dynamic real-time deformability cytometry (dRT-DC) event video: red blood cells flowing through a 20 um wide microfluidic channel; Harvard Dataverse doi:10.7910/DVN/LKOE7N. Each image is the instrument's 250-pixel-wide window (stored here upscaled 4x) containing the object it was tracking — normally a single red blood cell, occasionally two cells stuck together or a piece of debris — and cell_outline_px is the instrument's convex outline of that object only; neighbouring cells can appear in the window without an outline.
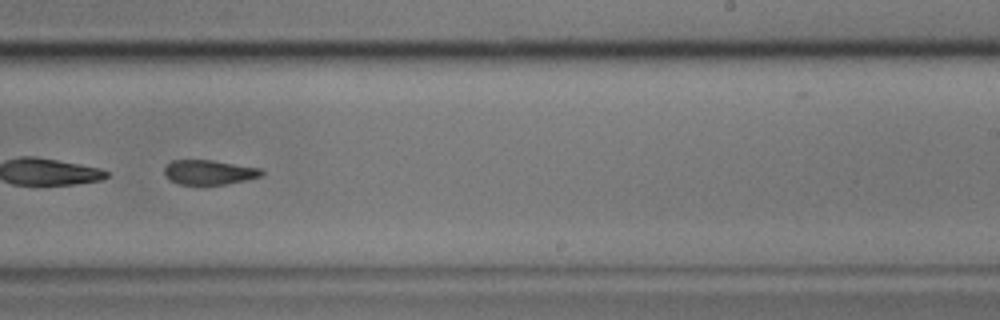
{"species": "common noctule bat (a hibernating species)", "species_latin": "Nyctalus noctula", "temperature_condition": "cold", "stored_images_in_passage": 51, "segment_of_instrument_passage": [2, 2], "camera_frame_rate_fps": 3000, "um_per_image_px": 0.085, "animal": {"sex": "male", "body_mass_g": 17.9}, "frame": {"image": 1, "passage_image": 31, "time_ms": 10.0, "image_size_px": [1000, 320], "cell_outline_px": [[264, 176], [248, 180], [228, 184], [176, 184], [168, 180], [164, 176], [164, 168], [172, 160], [212, 160], [260, 168], [264, 172]], "centroid_in_image_um": [17.78, 14.65], "position_along_channel_um": 271.2, "area_um2": 14.16}}